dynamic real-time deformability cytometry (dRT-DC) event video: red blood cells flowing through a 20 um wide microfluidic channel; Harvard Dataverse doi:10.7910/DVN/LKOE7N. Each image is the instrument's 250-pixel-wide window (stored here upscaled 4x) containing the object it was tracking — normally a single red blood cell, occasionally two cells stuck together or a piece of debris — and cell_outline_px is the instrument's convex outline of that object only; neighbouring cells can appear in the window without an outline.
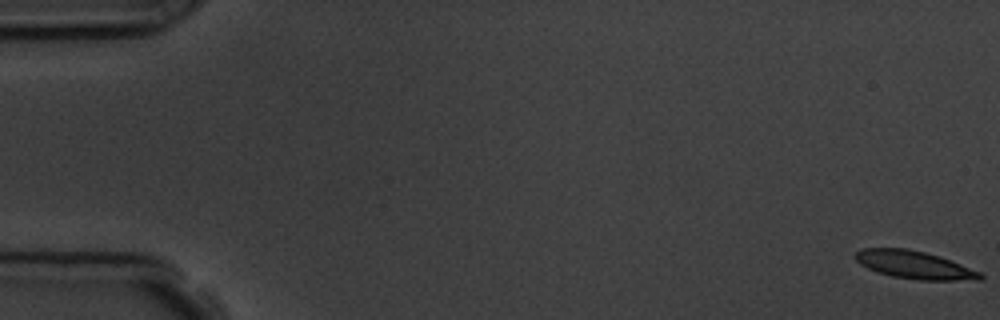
{"species": "common noctule bat (a hibernating species)", "species_latin": "Nyctalus noctula", "temperature_condition": "room temperature", "stored_images_in_passage": 11, "camera_frame_rate_fps": 3000, "um_per_image_px": 0.085, "animal": {"sex": "male", "body_mass_g": 19.5, "forearm_length_mm": 54.6}, "frame": {"image": 1, "passage_image": 1, "time_ms": 0.0, "image_size_px": [1000, 320], "cell_outline_px": [[984, 280], [920, 280], [892, 276], [876, 272], [860, 264], [852, 256], [860, 248], [908, 248], [940, 256], [980, 272], [984, 276]], "centroid_in_image_um": [77.7, 22.51], "position_along_channel_um": 7.3, "area_um2": 20.35}}
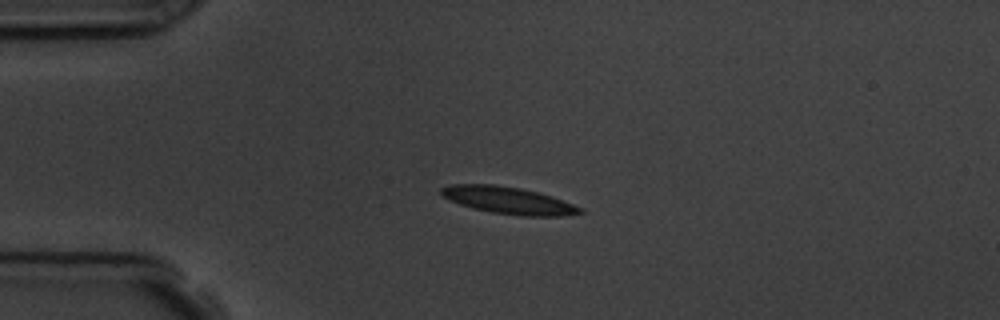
{"frame": {"image": 2, "passage_image": 5, "time_ms": 4.333, "image_size_px": [1000, 320], "cell_outline_px": [[584, 212], [564, 216], [520, 216], [492, 212], [472, 208], [460, 204], [444, 196], [440, 192], [440, 188], [452, 184], [496, 184], [520, 188], [552, 196], [584, 208]], "centroid_in_image_um": [43.25, 17.03], "position_along_channel_um": 41.7, "area_um2": 21.85}}
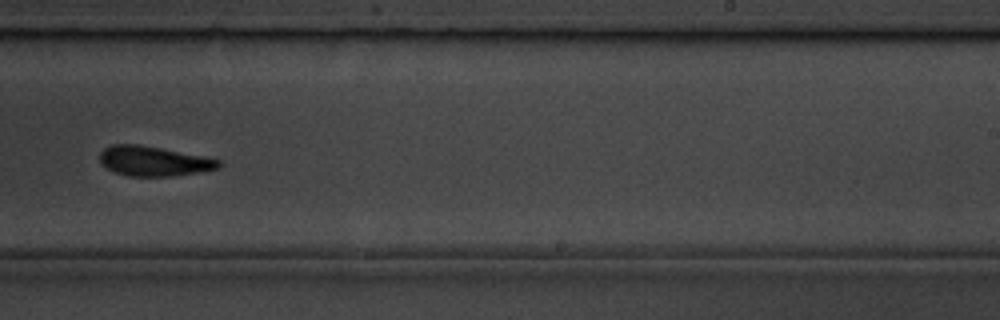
{"frame": {"image": 3, "passage_image": 11, "time_ms": 11.333, "image_size_px": [1000, 320], "cell_outline_px": [[224, 164], [220, 168], [200, 172], [172, 176], [128, 176], [112, 172], [100, 164], [100, 152], [104, 148], [112, 144], [140, 144], [204, 156], [220, 160]], "centroid_in_image_um": [13.06, 13.7], "position_along_channel_um": 275.9, "area_um2": 20.98}}